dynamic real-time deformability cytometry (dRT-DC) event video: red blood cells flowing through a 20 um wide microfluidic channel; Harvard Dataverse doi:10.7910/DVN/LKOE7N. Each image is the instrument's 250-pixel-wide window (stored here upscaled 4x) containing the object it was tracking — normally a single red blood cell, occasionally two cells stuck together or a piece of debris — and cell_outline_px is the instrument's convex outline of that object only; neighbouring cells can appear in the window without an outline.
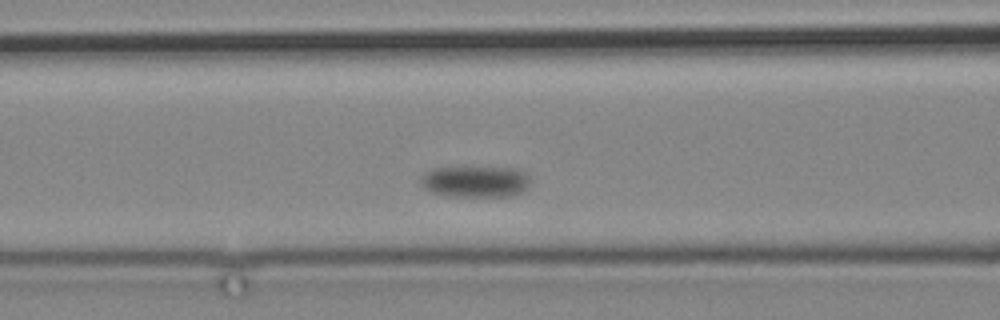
{"species": "common noctule bat (a hibernating species)", "species_latin": "Nyctalus noctula", "temperature_condition": "cold", "stored_images_in_passage": 6, "camera_frame_rate_fps": 3000, "um_per_image_px": 0.085, "animal": {"sex": "male", "body_mass_g": 19.2, "forearm_length_mm": 51.8}, "frame": {"image": 1, "passage_image": 3, "time_ms": 2.333, "image_size_px": [1000, 320], "cell_outline_px": [[532, 180], [528, 188], [524, 192], [512, 196], [448, 196], [432, 192], [424, 188], [420, 180], [420, 176], [432, 168], [512, 168], [524, 172]], "centroid_in_image_um": [40.44, 15.45], "position_along_channel_um": 126.2, "area_um2": 20.06}}
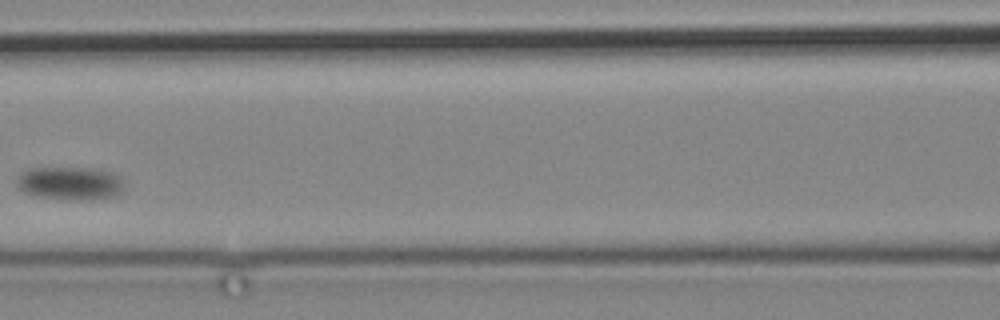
{"frame": {"image": 2, "passage_image": 4, "time_ms": 3.667, "image_size_px": [1000, 320], "cell_outline_px": [[124, 192], [112, 196], [88, 200], [68, 200], [32, 196], [24, 192], [16, 184], [16, 180], [20, 172], [28, 168], [92, 168], [112, 172], [120, 180], [124, 188]], "centroid_in_image_um": [5.9, 15.59], "position_along_channel_um": 160.7, "area_um2": 20.98}}
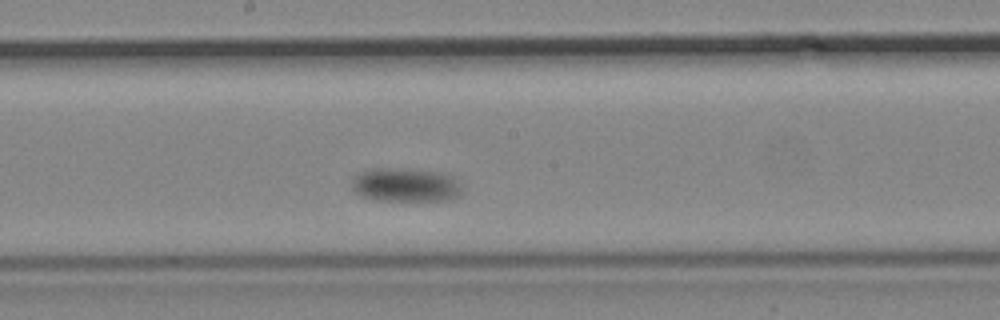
{"frame": {"image": 3, "passage_image": 6, "time_ms": 5.667, "image_size_px": [1000, 320], "cell_outline_px": [[460, 196], [452, 200], [376, 200], [360, 196], [352, 188], [352, 180], [356, 176], [372, 168], [392, 168], [440, 172], [452, 176], [460, 184]], "centroid_in_image_um": [34.49, 15.73], "position_along_channel_um": 213.7, "area_um2": 21.5}}